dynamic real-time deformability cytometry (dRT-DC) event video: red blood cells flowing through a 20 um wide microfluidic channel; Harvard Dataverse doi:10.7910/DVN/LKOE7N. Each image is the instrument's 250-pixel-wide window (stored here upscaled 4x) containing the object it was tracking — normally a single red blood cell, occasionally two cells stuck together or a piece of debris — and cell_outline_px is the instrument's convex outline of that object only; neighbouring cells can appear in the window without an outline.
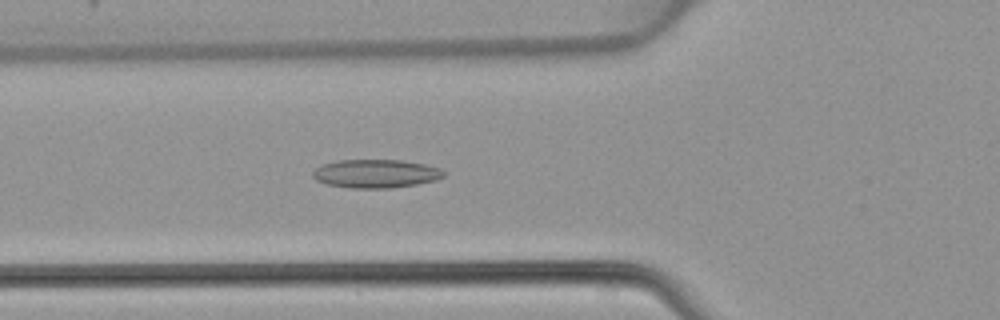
{"species": "common noctule bat (a hibernating species)", "species_latin": "Nyctalus noctula", "temperature_condition": "warm", "stored_images_in_passage": 48, "camera_frame_rate_fps": 3000, "um_per_image_px": 0.085, "animal": {"sex": "female", "body_mass_g": 22.7, "forearm_length_mm": 54.2}, "frame": {"image": 1, "passage_image": 17, "time_ms": 5.333, "image_size_px": [1000, 320], "cell_outline_px": [[444, 176], [436, 180], [416, 184], [392, 188], [348, 188], [324, 184], [316, 180], [312, 176], [312, 172], [320, 164], [340, 160], [400, 160], [424, 164], [440, 168], [444, 172]], "centroid_in_image_um": [31.9, 14.76], "position_along_channel_um": 93.9, "area_um2": 21.85}}
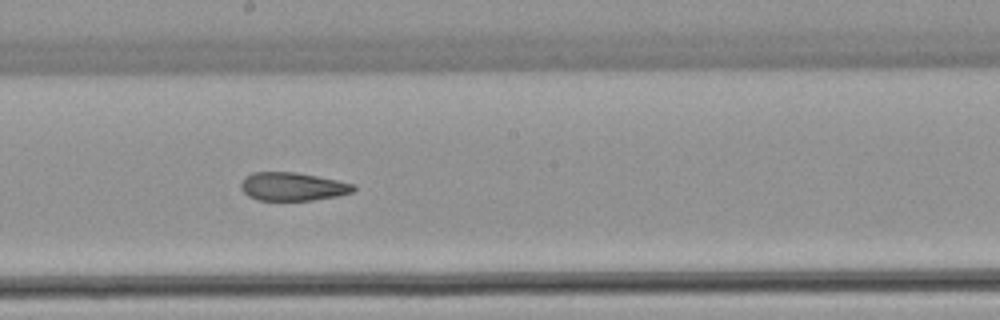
{"frame": {"image": 2, "passage_image": 26, "time_ms": 8.333, "image_size_px": [1000, 320], "cell_outline_px": [[356, 188], [352, 192], [336, 196], [312, 200], [256, 200], [248, 196], [240, 188], [240, 180], [244, 176], [252, 172], [296, 172], [356, 184]], "centroid_in_image_um": [24.82, 15.85], "position_along_channel_um": 223.4, "area_um2": 18.67}}
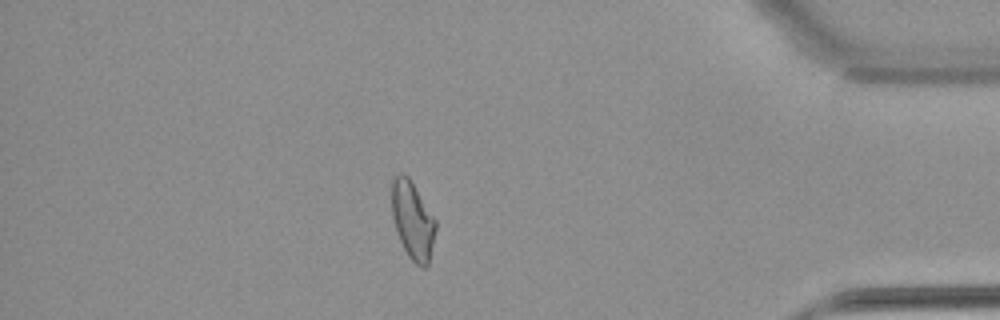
{"frame": {"image": 3, "passage_image": 41, "time_ms": 13.333, "image_size_px": [1000, 320], "cell_outline_px": [[436, 228], [428, 268], [420, 268], [408, 256], [400, 240], [392, 216], [392, 176], [396, 172], [404, 172], [408, 176], [436, 220]], "centroid_in_image_um": [35.07, 18.72], "position_along_channel_um": 400.1, "area_um2": 20.0}}